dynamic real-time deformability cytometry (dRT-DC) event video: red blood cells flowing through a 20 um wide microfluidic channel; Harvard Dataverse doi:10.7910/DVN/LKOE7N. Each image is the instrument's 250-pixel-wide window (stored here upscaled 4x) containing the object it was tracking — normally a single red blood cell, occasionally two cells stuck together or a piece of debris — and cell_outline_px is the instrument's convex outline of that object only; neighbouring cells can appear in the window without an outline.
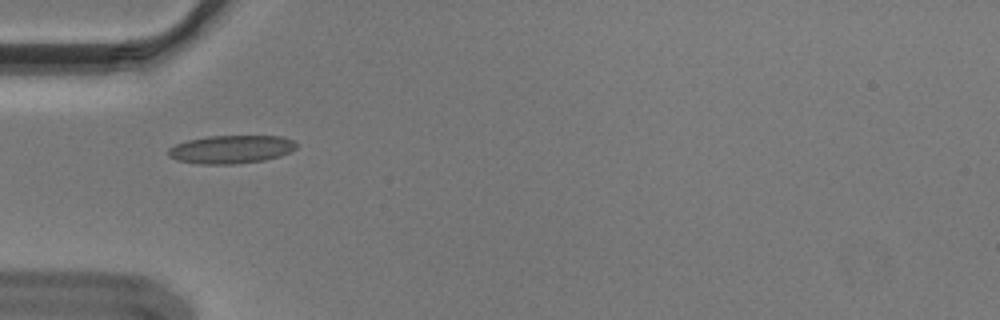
{"species": "Egyptian fruit bat (a non-hibernating species)", "species_latin": "Rousettus aegyptiacus", "temperature_condition": "cold", "stored_images_in_passage": 39, "camera_frame_rate_fps": 3000, "um_per_image_px": 0.085, "animal": {"sex": "male"}, "frame": {"image": 1, "passage_image": 1, "time_ms": 0.0, "image_size_px": [1000, 320], "cell_outline_px": [[296, 148], [280, 156], [264, 160], [232, 164], [200, 164], [176, 160], [168, 156], [168, 148], [176, 144], [188, 140], [208, 136], [284, 136], [292, 140], [296, 144]], "centroid_in_image_um": [19.62, 12.69], "position_along_channel_um": 65.4, "area_um2": 20.98}}
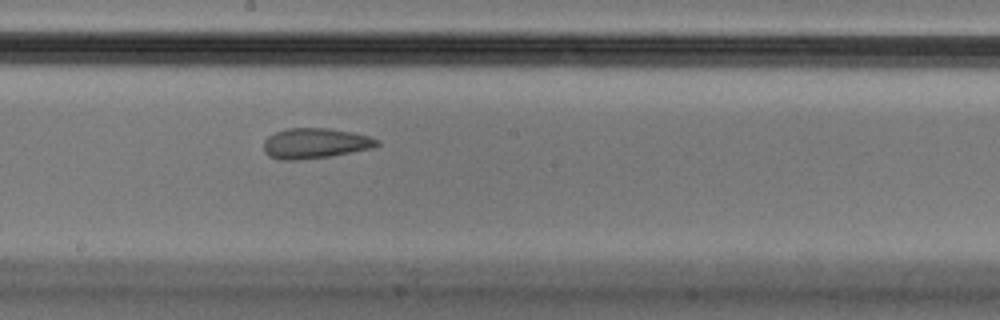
{"frame": {"image": 2, "passage_image": 14, "time_ms": 4.333, "image_size_px": [1000, 320], "cell_outline_px": [[380, 144], [372, 148], [352, 152], [328, 156], [296, 160], [280, 160], [268, 156], [264, 152], [264, 140], [268, 136], [276, 132], [288, 128], [328, 128], [352, 132], [368, 136], [380, 140]], "centroid_in_image_um": [26.77, 12.18], "position_along_channel_um": 221.4, "area_um2": 20.0}}
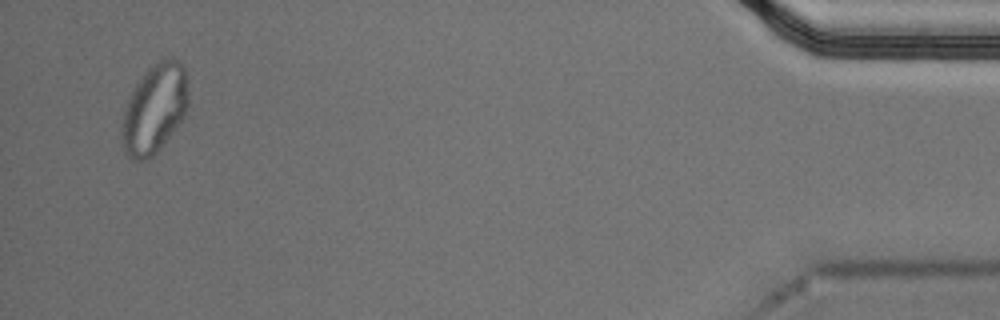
{"frame": {"image": 3, "passage_image": 37, "time_ms": 12.0, "image_size_px": [1000, 320], "cell_outline_px": [[188, 104], [184, 116], [176, 128], [160, 148], [148, 160], [132, 160], [124, 152], [120, 140], [120, 128], [124, 108], [136, 84], [148, 68], [164, 56], [172, 56], [184, 68], [188, 80]], "centroid_in_image_um": [13.12, 9.25], "position_along_channel_um": 422.1, "area_um2": 35.03}, "authors_computed_cell_mechanics": {"area_um2": 20.6924, "velocity_mm_per_s": 3.6097, "shape_relaxation_time_tau1_ms": null, "shape_relaxation_time_tau2_ms": 1.1756, "deformation_change_tau1": null, "deformation_change_tau2": 0.0698}}